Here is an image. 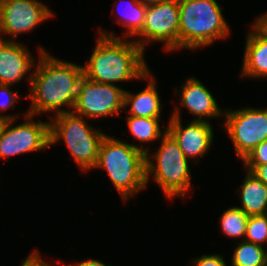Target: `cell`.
<instances>
[{"instance_id":"obj_6","label":"cell","mask_w":267,"mask_h":266,"mask_svg":"<svg viewBox=\"0 0 267 266\" xmlns=\"http://www.w3.org/2000/svg\"><path fill=\"white\" fill-rule=\"evenodd\" d=\"M49 119L50 147L64 140L80 170L89 172L95 169L99 146L106 134L74 112L51 115Z\"/></svg>"},{"instance_id":"obj_14","label":"cell","mask_w":267,"mask_h":266,"mask_svg":"<svg viewBox=\"0 0 267 266\" xmlns=\"http://www.w3.org/2000/svg\"><path fill=\"white\" fill-rule=\"evenodd\" d=\"M174 90L176 93H180V105L194 116L192 120L209 122L210 118L222 119L224 110L220 109L217 100L205 84L203 85L201 80L195 76H190L183 82L179 90L177 88Z\"/></svg>"},{"instance_id":"obj_12","label":"cell","mask_w":267,"mask_h":266,"mask_svg":"<svg viewBox=\"0 0 267 266\" xmlns=\"http://www.w3.org/2000/svg\"><path fill=\"white\" fill-rule=\"evenodd\" d=\"M180 111L179 106L173 110L167 122V131L176 140L184 156L189 161L199 163V159L204 157L213 145V126L210 122L196 120H191L188 125L183 126Z\"/></svg>"},{"instance_id":"obj_2","label":"cell","mask_w":267,"mask_h":266,"mask_svg":"<svg viewBox=\"0 0 267 266\" xmlns=\"http://www.w3.org/2000/svg\"><path fill=\"white\" fill-rule=\"evenodd\" d=\"M97 33L93 53L83 66V76L94 82L114 85L134 79L144 81L150 71L144 60V50L132 39L102 29Z\"/></svg>"},{"instance_id":"obj_4","label":"cell","mask_w":267,"mask_h":266,"mask_svg":"<svg viewBox=\"0 0 267 266\" xmlns=\"http://www.w3.org/2000/svg\"><path fill=\"white\" fill-rule=\"evenodd\" d=\"M179 50H197L223 40L230 34L229 24L216 0H178Z\"/></svg>"},{"instance_id":"obj_28","label":"cell","mask_w":267,"mask_h":266,"mask_svg":"<svg viewBox=\"0 0 267 266\" xmlns=\"http://www.w3.org/2000/svg\"><path fill=\"white\" fill-rule=\"evenodd\" d=\"M67 266H111L110 264H105L103 263L102 261L100 260H97V259H87V260H84V261H81L79 263H69V265Z\"/></svg>"},{"instance_id":"obj_15","label":"cell","mask_w":267,"mask_h":266,"mask_svg":"<svg viewBox=\"0 0 267 266\" xmlns=\"http://www.w3.org/2000/svg\"><path fill=\"white\" fill-rule=\"evenodd\" d=\"M246 36L240 77L267 79V32L255 21Z\"/></svg>"},{"instance_id":"obj_11","label":"cell","mask_w":267,"mask_h":266,"mask_svg":"<svg viewBox=\"0 0 267 266\" xmlns=\"http://www.w3.org/2000/svg\"><path fill=\"white\" fill-rule=\"evenodd\" d=\"M53 16L54 12L39 0H0V39L17 41L18 35L30 33ZM3 34L11 37L5 39Z\"/></svg>"},{"instance_id":"obj_17","label":"cell","mask_w":267,"mask_h":266,"mask_svg":"<svg viewBox=\"0 0 267 266\" xmlns=\"http://www.w3.org/2000/svg\"><path fill=\"white\" fill-rule=\"evenodd\" d=\"M239 207L248 216L267 214V186L246 170L245 178L238 188Z\"/></svg>"},{"instance_id":"obj_27","label":"cell","mask_w":267,"mask_h":266,"mask_svg":"<svg viewBox=\"0 0 267 266\" xmlns=\"http://www.w3.org/2000/svg\"><path fill=\"white\" fill-rule=\"evenodd\" d=\"M247 171L255 175L264 185L267 186V164L260 166H244Z\"/></svg>"},{"instance_id":"obj_7","label":"cell","mask_w":267,"mask_h":266,"mask_svg":"<svg viewBox=\"0 0 267 266\" xmlns=\"http://www.w3.org/2000/svg\"><path fill=\"white\" fill-rule=\"evenodd\" d=\"M222 127L234 146L238 159L243 160L264 140H267V107L224 110Z\"/></svg>"},{"instance_id":"obj_3","label":"cell","mask_w":267,"mask_h":266,"mask_svg":"<svg viewBox=\"0 0 267 266\" xmlns=\"http://www.w3.org/2000/svg\"><path fill=\"white\" fill-rule=\"evenodd\" d=\"M138 144H130L105 135L99 146L95 169H103L119 192L128 202L138 192L146 189V159Z\"/></svg>"},{"instance_id":"obj_23","label":"cell","mask_w":267,"mask_h":266,"mask_svg":"<svg viewBox=\"0 0 267 266\" xmlns=\"http://www.w3.org/2000/svg\"><path fill=\"white\" fill-rule=\"evenodd\" d=\"M11 85L0 84V111L8 110L11 108H15L14 106L18 102V99H22L23 97L27 99V96H21L18 94V91L11 90ZM0 117L5 118L7 120L10 119H18V114H1Z\"/></svg>"},{"instance_id":"obj_13","label":"cell","mask_w":267,"mask_h":266,"mask_svg":"<svg viewBox=\"0 0 267 266\" xmlns=\"http://www.w3.org/2000/svg\"><path fill=\"white\" fill-rule=\"evenodd\" d=\"M34 58L23 43L0 39V84L14 87L17 82L23 80L22 78L26 80V76L30 85L32 68L37 62Z\"/></svg>"},{"instance_id":"obj_29","label":"cell","mask_w":267,"mask_h":266,"mask_svg":"<svg viewBox=\"0 0 267 266\" xmlns=\"http://www.w3.org/2000/svg\"><path fill=\"white\" fill-rule=\"evenodd\" d=\"M265 13V14H264ZM255 20L267 32V12H264Z\"/></svg>"},{"instance_id":"obj_22","label":"cell","mask_w":267,"mask_h":266,"mask_svg":"<svg viewBox=\"0 0 267 266\" xmlns=\"http://www.w3.org/2000/svg\"><path fill=\"white\" fill-rule=\"evenodd\" d=\"M244 240L267 247V214L248 217Z\"/></svg>"},{"instance_id":"obj_1","label":"cell","mask_w":267,"mask_h":266,"mask_svg":"<svg viewBox=\"0 0 267 266\" xmlns=\"http://www.w3.org/2000/svg\"><path fill=\"white\" fill-rule=\"evenodd\" d=\"M38 60L33 69L30 84L31 107L27 111L30 115L54 112L53 116L72 112L74 107L78 83L83 77V66L55 58L39 45ZM67 106V108H63ZM69 108V109H68Z\"/></svg>"},{"instance_id":"obj_9","label":"cell","mask_w":267,"mask_h":266,"mask_svg":"<svg viewBox=\"0 0 267 266\" xmlns=\"http://www.w3.org/2000/svg\"><path fill=\"white\" fill-rule=\"evenodd\" d=\"M119 85L104 84L86 79L78 83V92L72 112L84 118L99 119L104 117H122L124 93Z\"/></svg>"},{"instance_id":"obj_21","label":"cell","mask_w":267,"mask_h":266,"mask_svg":"<svg viewBox=\"0 0 267 266\" xmlns=\"http://www.w3.org/2000/svg\"><path fill=\"white\" fill-rule=\"evenodd\" d=\"M248 217L239 207H229L221 214L219 220L221 232L228 237L244 240Z\"/></svg>"},{"instance_id":"obj_30","label":"cell","mask_w":267,"mask_h":266,"mask_svg":"<svg viewBox=\"0 0 267 266\" xmlns=\"http://www.w3.org/2000/svg\"><path fill=\"white\" fill-rule=\"evenodd\" d=\"M137 1L141 4L150 5V4H154L159 1H162V0H137Z\"/></svg>"},{"instance_id":"obj_24","label":"cell","mask_w":267,"mask_h":266,"mask_svg":"<svg viewBox=\"0 0 267 266\" xmlns=\"http://www.w3.org/2000/svg\"><path fill=\"white\" fill-rule=\"evenodd\" d=\"M242 163L244 166H260L267 164V140L257 145L250 154L242 160Z\"/></svg>"},{"instance_id":"obj_16","label":"cell","mask_w":267,"mask_h":266,"mask_svg":"<svg viewBox=\"0 0 267 266\" xmlns=\"http://www.w3.org/2000/svg\"><path fill=\"white\" fill-rule=\"evenodd\" d=\"M147 85L137 94L125 90L124 109L128 108L127 116L161 118V97L156 88L155 76L148 71L145 75ZM162 107V108H161Z\"/></svg>"},{"instance_id":"obj_10","label":"cell","mask_w":267,"mask_h":266,"mask_svg":"<svg viewBox=\"0 0 267 266\" xmlns=\"http://www.w3.org/2000/svg\"><path fill=\"white\" fill-rule=\"evenodd\" d=\"M24 122L7 120L0 138V158L41 151L50 147L49 122L36 121L34 115L25 112Z\"/></svg>"},{"instance_id":"obj_20","label":"cell","mask_w":267,"mask_h":266,"mask_svg":"<svg viewBox=\"0 0 267 266\" xmlns=\"http://www.w3.org/2000/svg\"><path fill=\"white\" fill-rule=\"evenodd\" d=\"M265 247L241 240L236 243L230 266H265Z\"/></svg>"},{"instance_id":"obj_5","label":"cell","mask_w":267,"mask_h":266,"mask_svg":"<svg viewBox=\"0 0 267 266\" xmlns=\"http://www.w3.org/2000/svg\"><path fill=\"white\" fill-rule=\"evenodd\" d=\"M160 140L161 144L157 151L145 154L146 183L153 175L155 183L162 188L164 197L169 201L176 197L184 198L188 191L192 190L190 161L168 131Z\"/></svg>"},{"instance_id":"obj_8","label":"cell","mask_w":267,"mask_h":266,"mask_svg":"<svg viewBox=\"0 0 267 266\" xmlns=\"http://www.w3.org/2000/svg\"><path fill=\"white\" fill-rule=\"evenodd\" d=\"M179 20L178 0H162L147 5L142 31L133 40L144 51L152 42L164 44L167 52L178 51Z\"/></svg>"},{"instance_id":"obj_31","label":"cell","mask_w":267,"mask_h":266,"mask_svg":"<svg viewBox=\"0 0 267 266\" xmlns=\"http://www.w3.org/2000/svg\"><path fill=\"white\" fill-rule=\"evenodd\" d=\"M7 119L0 117V138L3 132V129L6 125Z\"/></svg>"},{"instance_id":"obj_26","label":"cell","mask_w":267,"mask_h":266,"mask_svg":"<svg viewBox=\"0 0 267 266\" xmlns=\"http://www.w3.org/2000/svg\"><path fill=\"white\" fill-rule=\"evenodd\" d=\"M39 250L32 251L20 266H53L42 258Z\"/></svg>"},{"instance_id":"obj_18","label":"cell","mask_w":267,"mask_h":266,"mask_svg":"<svg viewBox=\"0 0 267 266\" xmlns=\"http://www.w3.org/2000/svg\"><path fill=\"white\" fill-rule=\"evenodd\" d=\"M126 125L128 126L129 132L133 135L134 142L135 140L139 141L137 148L143 151L144 153H151L149 150V145L144 146L143 144L153 143L158 141L161 137L167 132L161 129L159 123L161 118H147V117H136V116H125Z\"/></svg>"},{"instance_id":"obj_32","label":"cell","mask_w":267,"mask_h":266,"mask_svg":"<svg viewBox=\"0 0 267 266\" xmlns=\"http://www.w3.org/2000/svg\"><path fill=\"white\" fill-rule=\"evenodd\" d=\"M265 256H266L265 266H267V247L265 248Z\"/></svg>"},{"instance_id":"obj_19","label":"cell","mask_w":267,"mask_h":266,"mask_svg":"<svg viewBox=\"0 0 267 266\" xmlns=\"http://www.w3.org/2000/svg\"><path fill=\"white\" fill-rule=\"evenodd\" d=\"M119 1L124 2V0H117L115 3ZM124 5L123 8L121 7V10H119L122 12H120L121 14L119 13L120 15L118 16L116 22L121 24L126 29L124 31V37L126 39L132 38L133 40L142 31L145 22L147 5L141 4L137 0H128Z\"/></svg>"},{"instance_id":"obj_25","label":"cell","mask_w":267,"mask_h":266,"mask_svg":"<svg viewBox=\"0 0 267 266\" xmlns=\"http://www.w3.org/2000/svg\"><path fill=\"white\" fill-rule=\"evenodd\" d=\"M194 266H227L225 259L221 254H204L193 259Z\"/></svg>"}]
</instances>
